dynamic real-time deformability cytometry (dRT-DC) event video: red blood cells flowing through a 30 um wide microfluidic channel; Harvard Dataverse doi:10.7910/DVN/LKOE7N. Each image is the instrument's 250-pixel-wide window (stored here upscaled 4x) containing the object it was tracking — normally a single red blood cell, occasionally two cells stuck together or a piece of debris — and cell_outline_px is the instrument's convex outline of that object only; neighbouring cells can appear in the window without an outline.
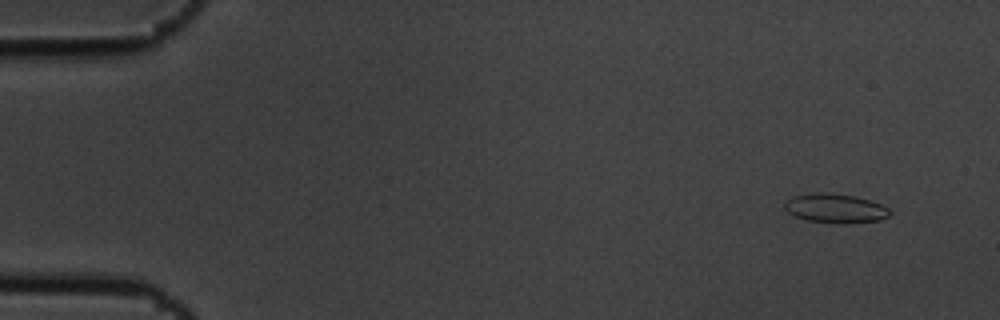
{"species": "common noctule bat (a hibernating species)", "species_latin": "Nyctalus noctula", "temperature_condition": "cold", "stored_images_in_passage": 9, "camera_frame_rate_fps": 3000, "um_per_image_px": 0.085, "animal": {"sex": "male", "body_mass_g": 19.5, "forearm_length_mm": 54.6}, "frame": {"image": 1, "passage_image": 1, "time_ms": 0.0, "image_size_px": [1000, 320], "cell_outline_px": [[892, 212], [888, 216], [880, 220], [844, 224], [836, 224], [808, 220], [796, 216], [788, 212], [784, 208], [784, 204], [792, 196], [816, 192], [820, 192], [856, 196], [872, 200], [888, 208]], "centroid_in_image_um": [71.03, 17.71], "position_along_channel_um": 14.0, "area_um2": 17.98}}
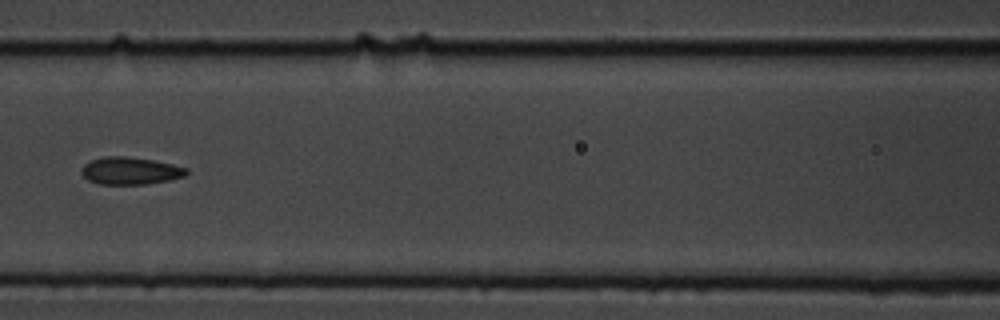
{"frame": {"image": 2, "passage_image": 7, "time_ms": 2.0, "image_size_px": [1000, 320], "cell_outline_px": [[188, 172], [184, 176], [168, 180], [144, 184], [100, 184], [88, 180], [84, 176], [84, 164], [88, 160], [104, 156], [124, 156], [152, 160], [172, 164], [188, 168]], "centroid_in_image_um": [11.08, 14.51], "position_along_channel_um": 155.5, "area_um2": 16.53}}
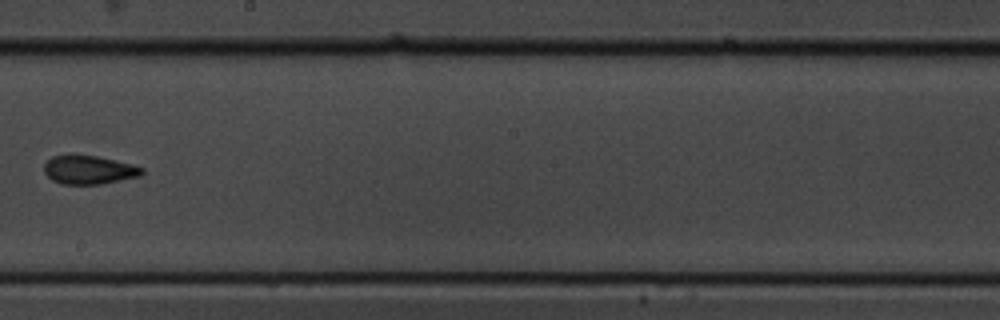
{"frame": {"image": 3, "passage_image": 9, "time_ms": 2.667, "image_size_px": [1000, 320], "cell_outline_px": [[144, 172], [140, 176], [100, 184], [60, 184], [52, 180], [44, 172], [44, 164], [52, 156], [72, 152], [96, 156], [132, 164], [144, 168]], "centroid_in_image_um": [7.52, 14.4], "position_along_channel_um": 240.7, "area_um2": 16.7}}